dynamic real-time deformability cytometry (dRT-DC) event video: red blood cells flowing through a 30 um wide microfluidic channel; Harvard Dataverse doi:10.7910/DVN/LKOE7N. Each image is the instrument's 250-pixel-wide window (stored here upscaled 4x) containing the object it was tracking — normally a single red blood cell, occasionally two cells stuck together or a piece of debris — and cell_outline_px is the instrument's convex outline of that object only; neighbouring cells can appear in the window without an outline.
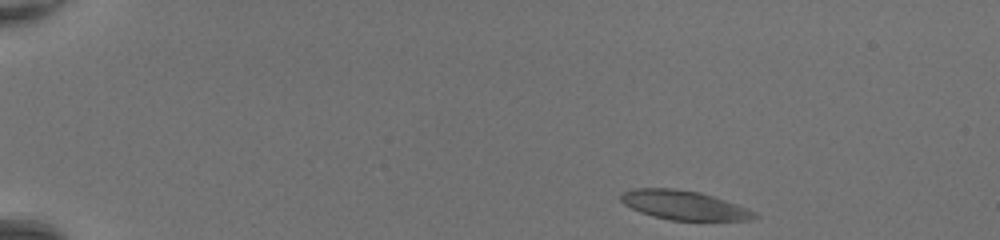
{"species": "common noctule bat (a hibernating species)", "species_latin": "Nyctalus noctula", "temperature_condition": "room temperature", "stored_images_in_passage": 42, "camera_frame_rate_fps": 3000, "um_per_image_px": 0.085, "animal": {"sex": "female", "body_mass_g": 20.0, "forearm_length_mm": 54.0}, "frame": {"image": 1, "passage_image": 1, "time_ms": 0.0, "image_size_px": [1000, 240], "cell_outline_px": [[760, 216], [752, 220], [672, 220], [652, 216], [640, 212], [624, 204], [620, 200], [620, 196], [624, 192], [632, 188], [676, 188], [700, 192], [748, 208], [756, 212]], "centroid_in_image_um": [58.15, 17.44], "position_along_channel_um": 26.9, "area_um2": 22.72}}
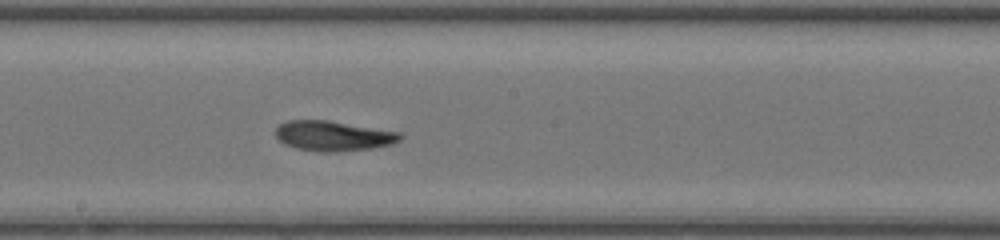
{"frame": {"image": 2, "passage_image": 22, "time_ms": 7.0, "image_size_px": [1000, 240], "cell_outline_px": [[404, 136], [400, 140], [392, 144], [372, 148], [336, 152], [320, 152], [296, 148], [284, 144], [276, 136], [276, 128], [280, 124], [288, 120], [328, 120], [400, 132]], "centroid_in_image_um": [28.34, 11.55], "position_along_channel_um": 219.9, "area_um2": 21.85}}
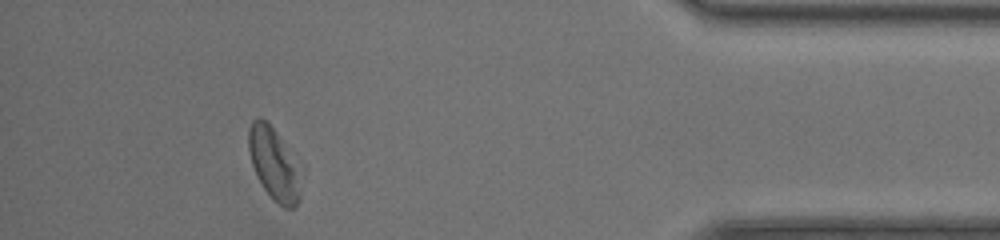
{"frame": {"image": 3, "passage_image": 38, "time_ms": 12.333, "image_size_px": [1000, 240], "cell_outline_px": [[304, 168], [300, 200], [296, 208], [284, 208], [264, 188], [252, 164], [248, 148], [248, 128], [252, 120], [256, 116], [260, 116], [276, 132], [304, 164]], "centroid_in_image_um": [23.4, 13.92], "position_along_channel_um": 411.8, "area_um2": 23.0}, "authors_computed_cell_mechanics": {"area_um2": 22.5709, "velocity_mm_per_s": 4.363, "shape_relaxation_time_tau1_ms": 6.059, "shape_relaxation_time_tau2_ms": 2.751, "deformation_change_tau1": 0.1878, "deformation_change_tau2": 0.1041}}